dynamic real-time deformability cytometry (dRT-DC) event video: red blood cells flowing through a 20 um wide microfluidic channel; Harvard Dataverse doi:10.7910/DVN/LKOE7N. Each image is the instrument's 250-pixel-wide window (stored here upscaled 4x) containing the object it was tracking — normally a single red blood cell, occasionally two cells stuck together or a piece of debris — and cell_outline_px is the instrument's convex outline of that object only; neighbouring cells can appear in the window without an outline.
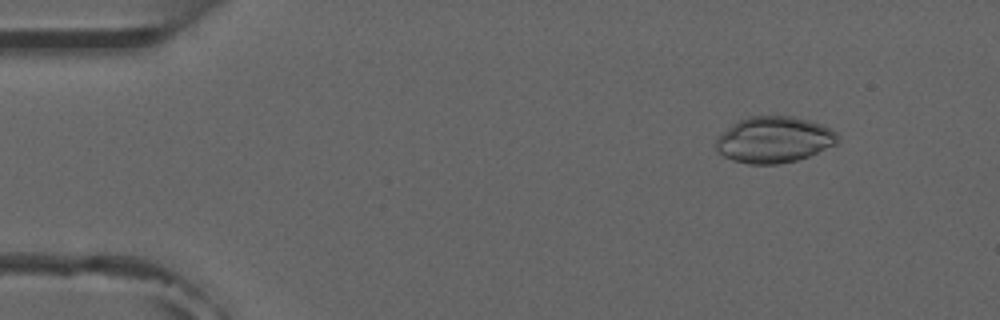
{"species": "common noctule bat (a hibernating species)", "species_latin": "Nyctalus noctula", "temperature_condition": "room temperature", "stored_images_in_passage": 5, "camera_frame_rate_fps": 3000, "um_per_image_px": 0.085, "animal": {"sex": "male", "forearm_length_mm": 52.5}, "frame": {"image": 1, "passage_image": 2, "time_ms": 1.333, "image_size_px": [1000, 320], "cell_outline_px": [[840, 136], [836, 144], [808, 156], [796, 160], [776, 164], [748, 164], [732, 160], [724, 156], [716, 148], [716, 136], [732, 124], [748, 116], [792, 116], [808, 120], [820, 124], [836, 132]], "centroid_in_image_um": [65.77, 11.87], "position_along_channel_um": 19.2, "area_um2": 32.66}}